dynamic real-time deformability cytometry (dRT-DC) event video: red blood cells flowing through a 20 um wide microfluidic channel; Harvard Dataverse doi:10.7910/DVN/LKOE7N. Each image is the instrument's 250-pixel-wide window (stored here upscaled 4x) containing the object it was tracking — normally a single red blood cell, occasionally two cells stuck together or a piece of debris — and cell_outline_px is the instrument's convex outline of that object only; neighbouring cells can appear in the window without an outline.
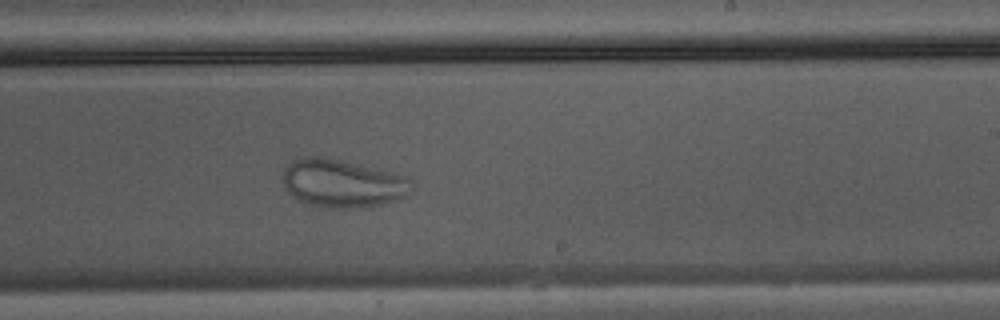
{"species": "Egyptian fruit bat (a non-hibernating species)", "species_latin": "Rousettus aegyptiacus", "temperature_condition": "warm", "stored_images_in_passage": 26, "camera_frame_rate_fps": 3000, "um_per_image_px": 0.085, "animal": {"sex": "male"}, "frame": {"image": 1, "passage_image": 16, "time_ms": 5.0, "image_size_px": [1000, 320], "cell_outline_px": [[416, 188], [404, 196], [396, 200], [380, 204], [352, 208], [316, 208], [292, 196], [288, 192], [284, 184], [284, 172], [288, 164], [292, 160], [300, 156], [328, 156], [408, 176], [416, 184]], "centroid_in_image_um": [29.14, 15.57], "position_along_channel_um": 259.9, "area_um2": 36.7}}